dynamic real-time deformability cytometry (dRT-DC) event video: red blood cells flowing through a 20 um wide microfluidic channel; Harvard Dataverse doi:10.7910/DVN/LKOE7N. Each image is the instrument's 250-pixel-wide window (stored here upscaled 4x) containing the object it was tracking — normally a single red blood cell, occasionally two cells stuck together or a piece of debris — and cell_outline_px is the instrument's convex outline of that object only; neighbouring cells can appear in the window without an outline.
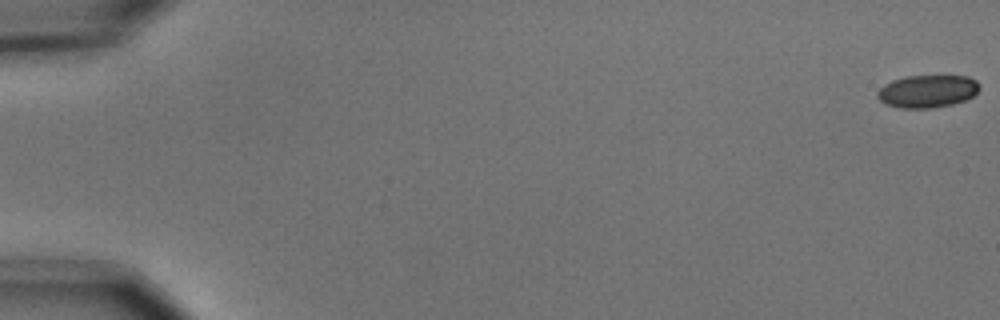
{"species": "common noctule bat (a hibernating species)", "species_latin": "Nyctalus noctula", "temperature_condition": "cold", "stored_images_in_passage": 19, "camera_frame_rate_fps": 3000, "um_per_image_px": 0.085, "animal": {"sex": "male", "body_mass_g": 15.6}, "frame": {"image": 1, "passage_image": 1, "time_ms": 0.0, "image_size_px": [1000, 320], "cell_outline_px": [[980, 88], [972, 96], [964, 100], [952, 104], [932, 108], [900, 108], [884, 104], [876, 96], [876, 92], [884, 84], [892, 80], [904, 76], [968, 76], [976, 80], [980, 84]], "centroid_in_image_um": [78.8, 7.75], "position_along_channel_um": 6.2, "area_um2": 19.54}}
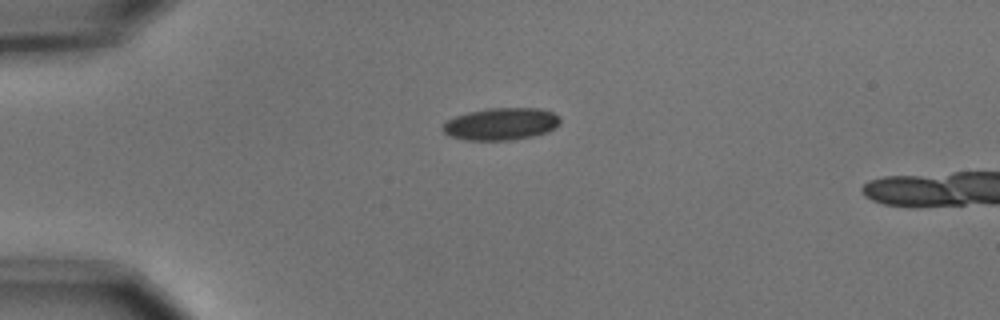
{"frame": {"image": 2, "passage_image": 15, "time_ms": 4.667, "image_size_px": [1000, 320], "cell_outline_px": [[560, 124], [556, 128], [548, 132], [532, 136], [508, 140], [468, 140], [452, 136], [444, 132], [440, 128], [448, 120], [456, 116], [468, 112], [484, 108], [540, 108], [552, 112], [560, 116]], "centroid_in_image_um": [42.63, 10.52], "position_along_channel_um": 42.4, "area_um2": 22.08}}